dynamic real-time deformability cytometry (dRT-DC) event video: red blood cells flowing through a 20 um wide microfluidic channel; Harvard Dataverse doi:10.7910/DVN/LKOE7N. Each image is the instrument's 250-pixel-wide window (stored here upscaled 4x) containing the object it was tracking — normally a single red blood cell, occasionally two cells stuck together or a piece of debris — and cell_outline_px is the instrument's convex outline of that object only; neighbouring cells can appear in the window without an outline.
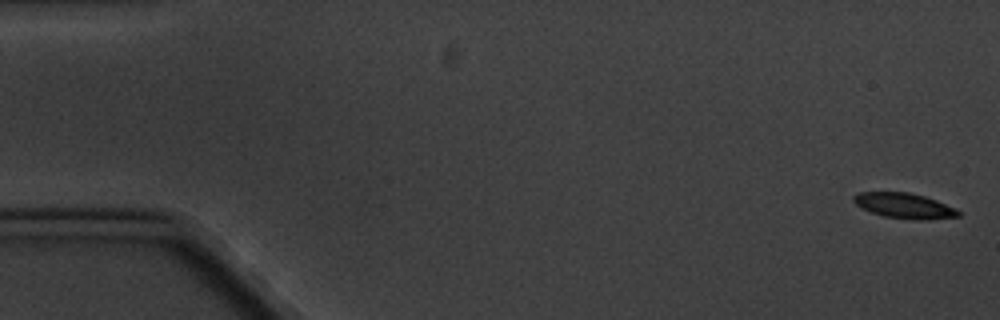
{"species": "common noctule bat (a hibernating species)", "species_latin": "Nyctalus noctula", "temperature_condition": "cold", "stored_images_in_passage": 5, "camera_frame_rate_fps": 3000, "um_per_image_px": 0.085, "animal": {"sex": "male", "body_mass_g": 20.1, "forearm_length_mm": 53.5}, "frame": {"image": 1, "passage_image": 1, "time_ms": 0.0, "image_size_px": [1000, 320], "cell_outline_px": [[960, 216], [928, 220], [920, 220], [884, 216], [872, 212], [856, 204], [852, 200], [852, 196], [860, 192], [908, 192], [924, 196], [936, 200], [956, 208], [960, 212]], "centroid_in_image_um": [76.89, 17.48], "position_along_channel_um": 8.1, "area_um2": 15.32}}
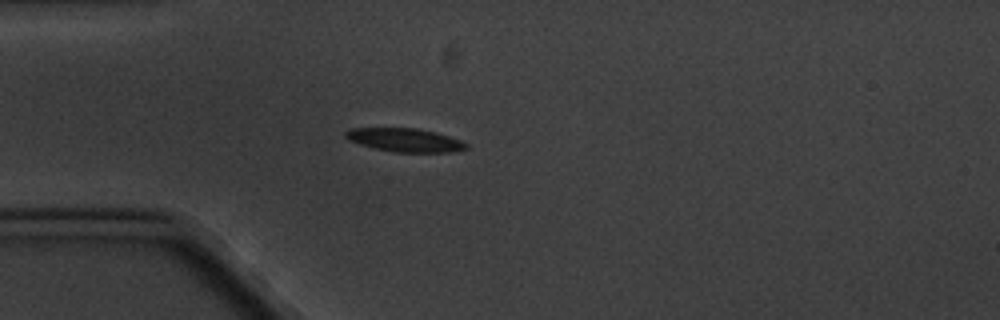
{"frame": {"image": 2, "passage_image": 5, "time_ms": 5.0, "image_size_px": [1000, 320], "cell_outline_px": [[468, 148], [448, 152], [396, 152], [376, 148], [360, 144], [348, 140], [344, 136], [344, 132], [348, 128], [416, 128], [436, 132], [460, 140], [468, 144]], "centroid_in_image_um": [34.39, 11.89], "position_along_channel_um": 50.6, "area_um2": 16.42}}